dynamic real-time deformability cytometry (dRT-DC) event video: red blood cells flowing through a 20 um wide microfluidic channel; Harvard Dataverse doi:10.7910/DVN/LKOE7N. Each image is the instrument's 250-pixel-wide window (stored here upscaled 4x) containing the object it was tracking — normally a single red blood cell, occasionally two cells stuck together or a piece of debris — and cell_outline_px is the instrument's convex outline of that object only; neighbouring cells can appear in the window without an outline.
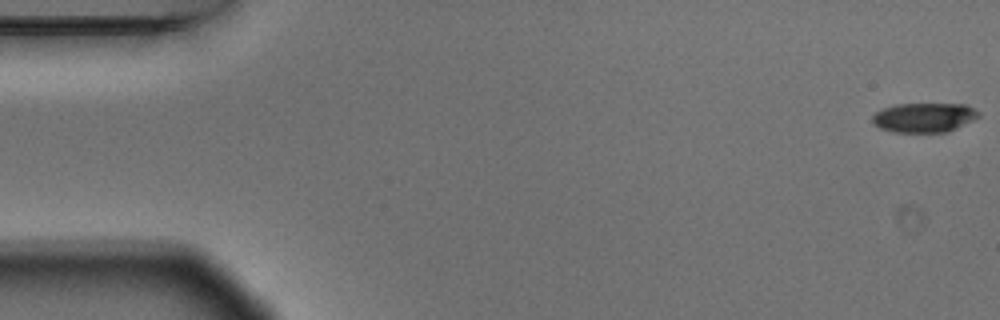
{"species": "Egyptian fruit bat (a non-hibernating species)", "species_latin": "Rousettus aegyptiacus", "temperature_condition": "warm", "stored_images_in_passage": 5, "camera_frame_rate_fps": 3000, "um_per_image_px": 0.085, "animal": {"sex": "male"}, "frame": {"image": 1, "passage_image": 1, "time_ms": 0.0, "image_size_px": [1000, 320], "cell_outline_px": [[980, 116], [948, 132], [892, 132], [880, 128], [872, 120], [872, 116], [876, 112], [884, 108], [896, 104], [968, 104], [980, 112]], "centroid_in_image_um": [78.57, 9.98], "position_along_channel_um": 6.4, "area_um2": 18.21}}
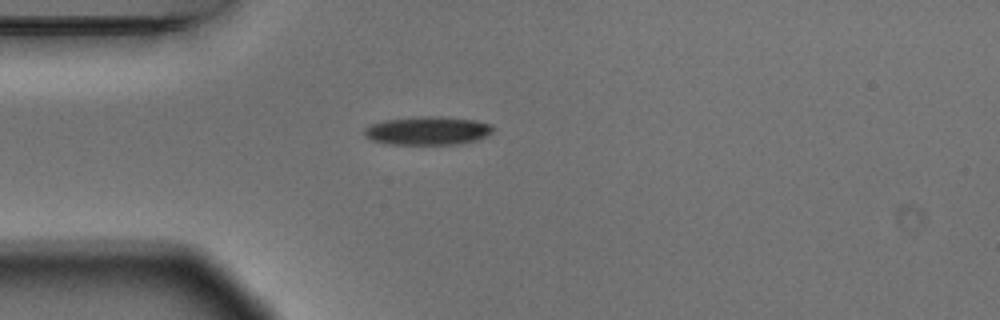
{"frame": {"image": 2, "passage_image": 5, "time_ms": 1.333, "image_size_px": [1000, 320], "cell_outline_px": [[496, 128], [488, 136], [476, 140], [456, 144], [388, 144], [372, 140], [364, 136], [364, 128], [372, 124], [384, 120], [424, 116], [440, 116], [476, 120], [492, 124]], "centroid_in_image_um": [36.39, 11.1], "position_along_channel_um": 48.6, "area_um2": 21.44}}